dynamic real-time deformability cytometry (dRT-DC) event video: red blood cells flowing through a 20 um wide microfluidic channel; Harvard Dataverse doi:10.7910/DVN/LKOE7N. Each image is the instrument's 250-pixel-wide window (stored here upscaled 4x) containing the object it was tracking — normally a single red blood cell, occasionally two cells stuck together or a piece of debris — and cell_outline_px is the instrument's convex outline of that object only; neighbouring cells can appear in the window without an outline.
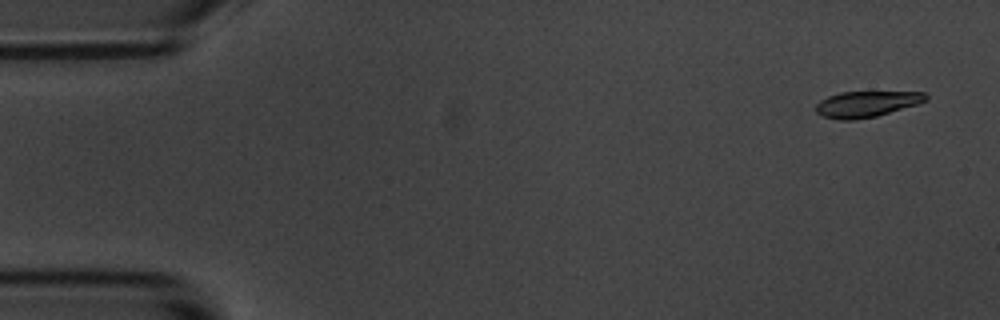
{"species": "common noctule bat (a hibernating species)", "species_latin": "Nyctalus noctula", "temperature_condition": "room temperature", "stored_images_in_passage": 5, "camera_frame_rate_fps": 3000, "um_per_image_px": 0.085, "animal": {"sex": "male", "body_mass_g": 20.1, "forearm_length_mm": 53.5}, "frame": {"image": 1, "passage_image": 1, "time_ms": 0.0, "image_size_px": [1000, 320], "cell_outline_px": [[928, 100], [916, 104], [876, 116], [852, 120], [840, 120], [824, 116], [816, 112], [816, 104], [820, 100], [828, 96], [840, 92], [924, 92], [928, 96]], "centroid_in_image_um": [73.64, 8.83], "position_along_channel_um": 11.4, "area_um2": 16.42}}